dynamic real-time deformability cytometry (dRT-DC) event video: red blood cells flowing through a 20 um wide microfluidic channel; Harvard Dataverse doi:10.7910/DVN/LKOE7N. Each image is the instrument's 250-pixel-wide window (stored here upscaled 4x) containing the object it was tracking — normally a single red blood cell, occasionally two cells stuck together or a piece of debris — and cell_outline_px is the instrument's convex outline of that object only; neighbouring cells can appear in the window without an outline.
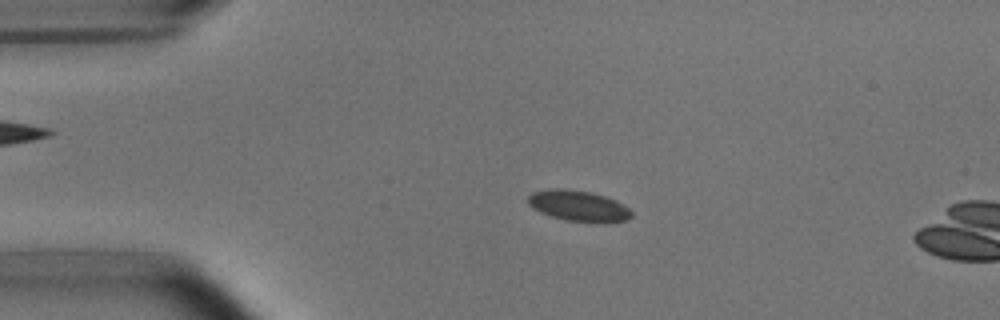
{"species": "common noctule bat (a hibernating species)", "species_latin": "Nyctalus noctula", "temperature_condition": "room temperature", "stored_images_in_passage": 15, "camera_frame_rate_fps": 3000, "um_per_image_px": 0.085, "animal": {"sex": "male", "body_mass_g": 15.6}, "frame": {"image": 1, "passage_image": 11, "time_ms": 3.333, "image_size_px": [1000, 320], "cell_outline_px": [[632, 216], [624, 220], [608, 224], [568, 220], [552, 216], [540, 212], [532, 208], [528, 204], [528, 196], [532, 192], [556, 188], [560, 188], [592, 192], [616, 200], [628, 208], [632, 212]], "centroid_in_image_um": [49.18, 17.51], "position_along_channel_um": 35.8, "area_um2": 18.61}}